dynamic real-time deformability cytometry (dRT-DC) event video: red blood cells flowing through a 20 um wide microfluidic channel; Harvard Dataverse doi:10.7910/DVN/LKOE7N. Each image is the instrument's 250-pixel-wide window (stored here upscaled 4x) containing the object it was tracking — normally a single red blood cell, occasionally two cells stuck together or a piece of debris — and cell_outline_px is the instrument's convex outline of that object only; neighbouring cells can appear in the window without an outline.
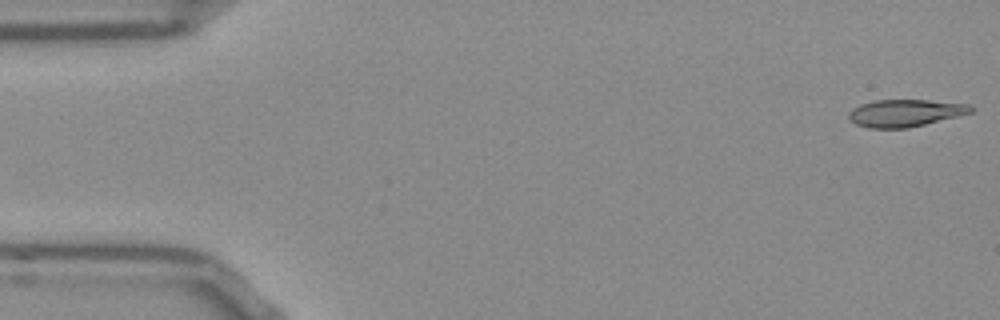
{"species": "Egyptian fruit bat (a non-hibernating species)", "species_latin": "Rousettus aegyptiacus", "temperature_condition": "room temperature", "stored_images_in_passage": 52, "camera_frame_rate_fps": 3000, "um_per_image_px": 0.085, "frame": {"image": 1, "passage_image": 1, "time_ms": 0.0, "image_size_px": [1000, 320], "cell_outline_px": [[972, 112], [904, 128], [876, 128], [860, 124], [852, 120], [852, 112], [856, 108], [864, 104], [880, 100], [924, 100], [956, 104], [972, 108]], "centroid_in_image_um": [76.93, 9.6], "position_along_channel_um": 8.1, "area_um2": 17.74}}
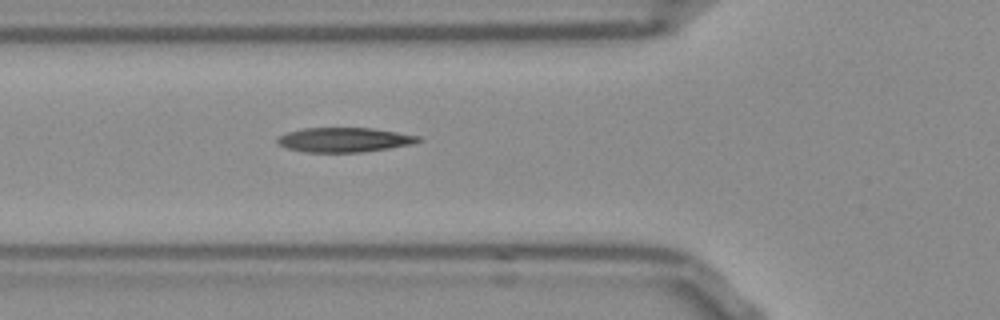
{"frame": {"image": 2, "passage_image": 18, "time_ms": 5.667, "image_size_px": [1000, 320], "cell_outline_px": [[420, 140], [404, 144], [384, 148], [352, 152], [312, 152], [292, 148], [280, 144], [280, 136], [292, 132], [308, 128], [368, 128], [416, 136]], "centroid_in_image_um": [29.21, 11.87], "position_along_channel_um": 96.6, "area_um2": 18.55}}
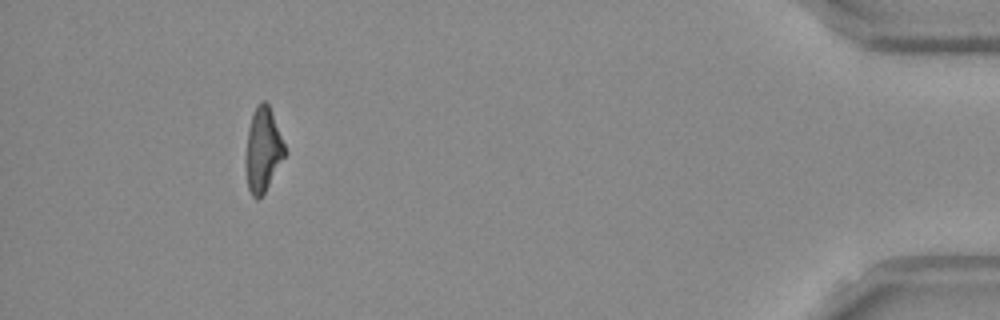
{"frame": {"image": 3, "passage_image": 48, "time_ms": 15.667, "image_size_px": [1000, 320], "cell_outline_px": [[284, 156], [264, 192], [260, 196], [252, 196], [248, 188], [248, 132], [252, 116], [256, 108], [264, 100], [268, 104], [284, 144]], "centroid_in_image_um": [22.37, 12.71], "position_along_channel_um": 412.8, "area_um2": 17.51}, "authors_computed_cell_mechanics": {"area_um2": 18.0914, "velocity_mm_per_s": 3.8344, "shape_relaxation_time_tau1_ms": null, "shape_relaxation_time_tau2_ms": 7.8546, "deformation_change_tau1": null, "deformation_change_tau2": 0.2269}}